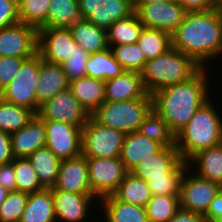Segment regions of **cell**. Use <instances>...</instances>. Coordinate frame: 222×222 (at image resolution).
<instances>
[{
  "label": "cell",
  "instance_id": "cell-49",
  "mask_svg": "<svg viewBox=\"0 0 222 222\" xmlns=\"http://www.w3.org/2000/svg\"><path fill=\"white\" fill-rule=\"evenodd\" d=\"M168 222H205L204 216L180 208Z\"/></svg>",
  "mask_w": 222,
  "mask_h": 222
},
{
  "label": "cell",
  "instance_id": "cell-35",
  "mask_svg": "<svg viewBox=\"0 0 222 222\" xmlns=\"http://www.w3.org/2000/svg\"><path fill=\"white\" fill-rule=\"evenodd\" d=\"M138 132L141 135L157 141L163 147H175V135L170 131L163 118L152 109L140 124Z\"/></svg>",
  "mask_w": 222,
  "mask_h": 222
},
{
  "label": "cell",
  "instance_id": "cell-41",
  "mask_svg": "<svg viewBox=\"0 0 222 222\" xmlns=\"http://www.w3.org/2000/svg\"><path fill=\"white\" fill-rule=\"evenodd\" d=\"M28 194L21 191H9L0 206V222H20L26 208Z\"/></svg>",
  "mask_w": 222,
  "mask_h": 222
},
{
  "label": "cell",
  "instance_id": "cell-43",
  "mask_svg": "<svg viewBox=\"0 0 222 222\" xmlns=\"http://www.w3.org/2000/svg\"><path fill=\"white\" fill-rule=\"evenodd\" d=\"M29 58H16L12 56H0V92L15 77L22 63Z\"/></svg>",
  "mask_w": 222,
  "mask_h": 222
},
{
  "label": "cell",
  "instance_id": "cell-11",
  "mask_svg": "<svg viewBox=\"0 0 222 222\" xmlns=\"http://www.w3.org/2000/svg\"><path fill=\"white\" fill-rule=\"evenodd\" d=\"M77 2L82 19L104 30L135 11L133 0H77Z\"/></svg>",
  "mask_w": 222,
  "mask_h": 222
},
{
  "label": "cell",
  "instance_id": "cell-45",
  "mask_svg": "<svg viewBox=\"0 0 222 222\" xmlns=\"http://www.w3.org/2000/svg\"><path fill=\"white\" fill-rule=\"evenodd\" d=\"M0 185L8 191L17 190L12 162L0 165Z\"/></svg>",
  "mask_w": 222,
  "mask_h": 222
},
{
  "label": "cell",
  "instance_id": "cell-36",
  "mask_svg": "<svg viewBox=\"0 0 222 222\" xmlns=\"http://www.w3.org/2000/svg\"><path fill=\"white\" fill-rule=\"evenodd\" d=\"M51 0H17L21 23L34 28H47L48 10Z\"/></svg>",
  "mask_w": 222,
  "mask_h": 222
},
{
  "label": "cell",
  "instance_id": "cell-48",
  "mask_svg": "<svg viewBox=\"0 0 222 222\" xmlns=\"http://www.w3.org/2000/svg\"><path fill=\"white\" fill-rule=\"evenodd\" d=\"M187 11H206L215 8V0H174Z\"/></svg>",
  "mask_w": 222,
  "mask_h": 222
},
{
  "label": "cell",
  "instance_id": "cell-50",
  "mask_svg": "<svg viewBox=\"0 0 222 222\" xmlns=\"http://www.w3.org/2000/svg\"><path fill=\"white\" fill-rule=\"evenodd\" d=\"M173 0H133V4H148V3H166Z\"/></svg>",
  "mask_w": 222,
  "mask_h": 222
},
{
  "label": "cell",
  "instance_id": "cell-19",
  "mask_svg": "<svg viewBox=\"0 0 222 222\" xmlns=\"http://www.w3.org/2000/svg\"><path fill=\"white\" fill-rule=\"evenodd\" d=\"M38 79L36 97L39 107L59 92L69 88V80L62 65L44 61L40 55Z\"/></svg>",
  "mask_w": 222,
  "mask_h": 222
},
{
  "label": "cell",
  "instance_id": "cell-32",
  "mask_svg": "<svg viewBox=\"0 0 222 222\" xmlns=\"http://www.w3.org/2000/svg\"><path fill=\"white\" fill-rule=\"evenodd\" d=\"M81 19L77 0H51L47 28H69Z\"/></svg>",
  "mask_w": 222,
  "mask_h": 222
},
{
  "label": "cell",
  "instance_id": "cell-44",
  "mask_svg": "<svg viewBox=\"0 0 222 222\" xmlns=\"http://www.w3.org/2000/svg\"><path fill=\"white\" fill-rule=\"evenodd\" d=\"M20 22L17 0H0V29Z\"/></svg>",
  "mask_w": 222,
  "mask_h": 222
},
{
  "label": "cell",
  "instance_id": "cell-15",
  "mask_svg": "<svg viewBox=\"0 0 222 222\" xmlns=\"http://www.w3.org/2000/svg\"><path fill=\"white\" fill-rule=\"evenodd\" d=\"M57 222H85L92 212V204L99 203L93 194L52 190ZM89 210L91 212H89ZM86 218V219H85Z\"/></svg>",
  "mask_w": 222,
  "mask_h": 222
},
{
  "label": "cell",
  "instance_id": "cell-37",
  "mask_svg": "<svg viewBox=\"0 0 222 222\" xmlns=\"http://www.w3.org/2000/svg\"><path fill=\"white\" fill-rule=\"evenodd\" d=\"M149 222H168L180 209L179 196L154 195L147 203Z\"/></svg>",
  "mask_w": 222,
  "mask_h": 222
},
{
  "label": "cell",
  "instance_id": "cell-14",
  "mask_svg": "<svg viewBox=\"0 0 222 222\" xmlns=\"http://www.w3.org/2000/svg\"><path fill=\"white\" fill-rule=\"evenodd\" d=\"M37 53V28L18 22L0 29V56L31 58Z\"/></svg>",
  "mask_w": 222,
  "mask_h": 222
},
{
  "label": "cell",
  "instance_id": "cell-10",
  "mask_svg": "<svg viewBox=\"0 0 222 222\" xmlns=\"http://www.w3.org/2000/svg\"><path fill=\"white\" fill-rule=\"evenodd\" d=\"M37 115L42 120L61 121L82 129L88 119L89 112L74 98L70 89L59 92L40 106Z\"/></svg>",
  "mask_w": 222,
  "mask_h": 222
},
{
  "label": "cell",
  "instance_id": "cell-33",
  "mask_svg": "<svg viewBox=\"0 0 222 222\" xmlns=\"http://www.w3.org/2000/svg\"><path fill=\"white\" fill-rule=\"evenodd\" d=\"M36 113L26 107L17 106L0 97V131L12 134L27 125Z\"/></svg>",
  "mask_w": 222,
  "mask_h": 222
},
{
  "label": "cell",
  "instance_id": "cell-38",
  "mask_svg": "<svg viewBox=\"0 0 222 222\" xmlns=\"http://www.w3.org/2000/svg\"><path fill=\"white\" fill-rule=\"evenodd\" d=\"M188 168V162L182 161L171 173L165 177L149 178V189L154 195L179 196L182 177Z\"/></svg>",
  "mask_w": 222,
  "mask_h": 222
},
{
  "label": "cell",
  "instance_id": "cell-22",
  "mask_svg": "<svg viewBox=\"0 0 222 222\" xmlns=\"http://www.w3.org/2000/svg\"><path fill=\"white\" fill-rule=\"evenodd\" d=\"M147 94L139 72L124 71L105 81V101H129Z\"/></svg>",
  "mask_w": 222,
  "mask_h": 222
},
{
  "label": "cell",
  "instance_id": "cell-23",
  "mask_svg": "<svg viewBox=\"0 0 222 222\" xmlns=\"http://www.w3.org/2000/svg\"><path fill=\"white\" fill-rule=\"evenodd\" d=\"M96 205L102 210L104 222H149L144 207L117 200L113 195L101 198Z\"/></svg>",
  "mask_w": 222,
  "mask_h": 222
},
{
  "label": "cell",
  "instance_id": "cell-3",
  "mask_svg": "<svg viewBox=\"0 0 222 222\" xmlns=\"http://www.w3.org/2000/svg\"><path fill=\"white\" fill-rule=\"evenodd\" d=\"M214 100L204 103L175 136L181 159L188 162L198 152L222 143V115Z\"/></svg>",
  "mask_w": 222,
  "mask_h": 222
},
{
  "label": "cell",
  "instance_id": "cell-21",
  "mask_svg": "<svg viewBox=\"0 0 222 222\" xmlns=\"http://www.w3.org/2000/svg\"><path fill=\"white\" fill-rule=\"evenodd\" d=\"M163 146L138 131L125 134L120 159L126 170L131 172L143 160L157 153Z\"/></svg>",
  "mask_w": 222,
  "mask_h": 222
},
{
  "label": "cell",
  "instance_id": "cell-28",
  "mask_svg": "<svg viewBox=\"0 0 222 222\" xmlns=\"http://www.w3.org/2000/svg\"><path fill=\"white\" fill-rule=\"evenodd\" d=\"M27 158L41 185L45 189L53 188L57 182L61 160L47 147L36 150Z\"/></svg>",
  "mask_w": 222,
  "mask_h": 222
},
{
  "label": "cell",
  "instance_id": "cell-26",
  "mask_svg": "<svg viewBox=\"0 0 222 222\" xmlns=\"http://www.w3.org/2000/svg\"><path fill=\"white\" fill-rule=\"evenodd\" d=\"M73 40L87 53L93 54L109 48L107 30L81 19L69 27Z\"/></svg>",
  "mask_w": 222,
  "mask_h": 222
},
{
  "label": "cell",
  "instance_id": "cell-25",
  "mask_svg": "<svg viewBox=\"0 0 222 222\" xmlns=\"http://www.w3.org/2000/svg\"><path fill=\"white\" fill-rule=\"evenodd\" d=\"M188 168H196L192 170L196 175L222 186V143L198 152L188 161Z\"/></svg>",
  "mask_w": 222,
  "mask_h": 222
},
{
  "label": "cell",
  "instance_id": "cell-42",
  "mask_svg": "<svg viewBox=\"0 0 222 222\" xmlns=\"http://www.w3.org/2000/svg\"><path fill=\"white\" fill-rule=\"evenodd\" d=\"M90 54L78 44L73 45L72 53L62 63V67L69 82L86 76V64Z\"/></svg>",
  "mask_w": 222,
  "mask_h": 222
},
{
  "label": "cell",
  "instance_id": "cell-40",
  "mask_svg": "<svg viewBox=\"0 0 222 222\" xmlns=\"http://www.w3.org/2000/svg\"><path fill=\"white\" fill-rule=\"evenodd\" d=\"M114 58L125 71L141 72L146 63L143 51L138 43L109 46Z\"/></svg>",
  "mask_w": 222,
  "mask_h": 222
},
{
  "label": "cell",
  "instance_id": "cell-9",
  "mask_svg": "<svg viewBox=\"0 0 222 222\" xmlns=\"http://www.w3.org/2000/svg\"><path fill=\"white\" fill-rule=\"evenodd\" d=\"M87 167L91 192L98 200L112 195L128 173L119 157L87 158Z\"/></svg>",
  "mask_w": 222,
  "mask_h": 222
},
{
  "label": "cell",
  "instance_id": "cell-46",
  "mask_svg": "<svg viewBox=\"0 0 222 222\" xmlns=\"http://www.w3.org/2000/svg\"><path fill=\"white\" fill-rule=\"evenodd\" d=\"M204 219L205 222H222V191L211 201Z\"/></svg>",
  "mask_w": 222,
  "mask_h": 222
},
{
  "label": "cell",
  "instance_id": "cell-24",
  "mask_svg": "<svg viewBox=\"0 0 222 222\" xmlns=\"http://www.w3.org/2000/svg\"><path fill=\"white\" fill-rule=\"evenodd\" d=\"M69 89L90 115L105 101V81L85 76L69 82Z\"/></svg>",
  "mask_w": 222,
  "mask_h": 222
},
{
  "label": "cell",
  "instance_id": "cell-16",
  "mask_svg": "<svg viewBox=\"0 0 222 222\" xmlns=\"http://www.w3.org/2000/svg\"><path fill=\"white\" fill-rule=\"evenodd\" d=\"M74 44L69 28L38 29V54L44 61L64 63L72 53Z\"/></svg>",
  "mask_w": 222,
  "mask_h": 222
},
{
  "label": "cell",
  "instance_id": "cell-8",
  "mask_svg": "<svg viewBox=\"0 0 222 222\" xmlns=\"http://www.w3.org/2000/svg\"><path fill=\"white\" fill-rule=\"evenodd\" d=\"M220 191L222 186L219 183L203 179L187 168L180 184V208L204 216Z\"/></svg>",
  "mask_w": 222,
  "mask_h": 222
},
{
  "label": "cell",
  "instance_id": "cell-51",
  "mask_svg": "<svg viewBox=\"0 0 222 222\" xmlns=\"http://www.w3.org/2000/svg\"><path fill=\"white\" fill-rule=\"evenodd\" d=\"M9 191L0 185V206L5 201Z\"/></svg>",
  "mask_w": 222,
  "mask_h": 222
},
{
  "label": "cell",
  "instance_id": "cell-27",
  "mask_svg": "<svg viewBox=\"0 0 222 222\" xmlns=\"http://www.w3.org/2000/svg\"><path fill=\"white\" fill-rule=\"evenodd\" d=\"M20 222H57L52 189L28 194Z\"/></svg>",
  "mask_w": 222,
  "mask_h": 222
},
{
  "label": "cell",
  "instance_id": "cell-17",
  "mask_svg": "<svg viewBox=\"0 0 222 222\" xmlns=\"http://www.w3.org/2000/svg\"><path fill=\"white\" fill-rule=\"evenodd\" d=\"M52 190L92 194L89 184L87 158L79 155L67 160H61L58 178Z\"/></svg>",
  "mask_w": 222,
  "mask_h": 222
},
{
  "label": "cell",
  "instance_id": "cell-52",
  "mask_svg": "<svg viewBox=\"0 0 222 222\" xmlns=\"http://www.w3.org/2000/svg\"><path fill=\"white\" fill-rule=\"evenodd\" d=\"M215 8L222 12V0H215Z\"/></svg>",
  "mask_w": 222,
  "mask_h": 222
},
{
  "label": "cell",
  "instance_id": "cell-20",
  "mask_svg": "<svg viewBox=\"0 0 222 222\" xmlns=\"http://www.w3.org/2000/svg\"><path fill=\"white\" fill-rule=\"evenodd\" d=\"M182 161L176 147H162L138 164L131 173L147 182L149 178L165 177V174L171 173Z\"/></svg>",
  "mask_w": 222,
  "mask_h": 222
},
{
  "label": "cell",
  "instance_id": "cell-2",
  "mask_svg": "<svg viewBox=\"0 0 222 222\" xmlns=\"http://www.w3.org/2000/svg\"><path fill=\"white\" fill-rule=\"evenodd\" d=\"M209 73L208 65L188 80L165 87L151 95L153 109L163 118L175 136L211 98L208 93L211 90Z\"/></svg>",
  "mask_w": 222,
  "mask_h": 222
},
{
  "label": "cell",
  "instance_id": "cell-30",
  "mask_svg": "<svg viewBox=\"0 0 222 222\" xmlns=\"http://www.w3.org/2000/svg\"><path fill=\"white\" fill-rule=\"evenodd\" d=\"M124 71L110 48L90 54L86 64V76L102 81L115 78Z\"/></svg>",
  "mask_w": 222,
  "mask_h": 222
},
{
  "label": "cell",
  "instance_id": "cell-39",
  "mask_svg": "<svg viewBox=\"0 0 222 222\" xmlns=\"http://www.w3.org/2000/svg\"><path fill=\"white\" fill-rule=\"evenodd\" d=\"M13 168L15 171L16 188L18 191L32 194L45 189L36 175L35 169L32 167L27 157L14 158Z\"/></svg>",
  "mask_w": 222,
  "mask_h": 222
},
{
  "label": "cell",
  "instance_id": "cell-34",
  "mask_svg": "<svg viewBox=\"0 0 222 222\" xmlns=\"http://www.w3.org/2000/svg\"><path fill=\"white\" fill-rule=\"evenodd\" d=\"M146 61L165 53L171 46V34L159 29L144 27L137 41Z\"/></svg>",
  "mask_w": 222,
  "mask_h": 222
},
{
  "label": "cell",
  "instance_id": "cell-13",
  "mask_svg": "<svg viewBox=\"0 0 222 222\" xmlns=\"http://www.w3.org/2000/svg\"><path fill=\"white\" fill-rule=\"evenodd\" d=\"M135 13L146 28L164 30L170 34L183 22L187 10L176 1L133 4Z\"/></svg>",
  "mask_w": 222,
  "mask_h": 222
},
{
  "label": "cell",
  "instance_id": "cell-12",
  "mask_svg": "<svg viewBox=\"0 0 222 222\" xmlns=\"http://www.w3.org/2000/svg\"><path fill=\"white\" fill-rule=\"evenodd\" d=\"M45 126V147L58 159L67 160L82 154V129L61 121L43 120Z\"/></svg>",
  "mask_w": 222,
  "mask_h": 222
},
{
  "label": "cell",
  "instance_id": "cell-1",
  "mask_svg": "<svg viewBox=\"0 0 222 222\" xmlns=\"http://www.w3.org/2000/svg\"><path fill=\"white\" fill-rule=\"evenodd\" d=\"M171 46L206 68L211 60L222 57V12L216 8L187 11L171 34Z\"/></svg>",
  "mask_w": 222,
  "mask_h": 222
},
{
  "label": "cell",
  "instance_id": "cell-4",
  "mask_svg": "<svg viewBox=\"0 0 222 222\" xmlns=\"http://www.w3.org/2000/svg\"><path fill=\"white\" fill-rule=\"evenodd\" d=\"M201 68L188 55L171 47L165 53L146 61L140 75L146 92L152 95L165 87L188 80Z\"/></svg>",
  "mask_w": 222,
  "mask_h": 222
},
{
  "label": "cell",
  "instance_id": "cell-5",
  "mask_svg": "<svg viewBox=\"0 0 222 222\" xmlns=\"http://www.w3.org/2000/svg\"><path fill=\"white\" fill-rule=\"evenodd\" d=\"M153 109L152 96L129 101H104L91 115L98 123L124 134L136 132Z\"/></svg>",
  "mask_w": 222,
  "mask_h": 222
},
{
  "label": "cell",
  "instance_id": "cell-29",
  "mask_svg": "<svg viewBox=\"0 0 222 222\" xmlns=\"http://www.w3.org/2000/svg\"><path fill=\"white\" fill-rule=\"evenodd\" d=\"M112 195L117 200L144 208L152 198V193L149 189L148 183L131 172L127 173L124 180L120 183Z\"/></svg>",
  "mask_w": 222,
  "mask_h": 222
},
{
  "label": "cell",
  "instance_id": "cell-7",
  "mask_svg": "<svg viewBox=\"0 0 222 222\" xmlns=\"http://www.w3.org/2000/svg\"><path fill=\"white\" fill-rule=\"evenodd\" d=\"M125 134L98 123L92 116L82 128V155L86 158L120 157Z\"/></svg>",
  "mask_w": 222,
  "mask_h": 222
},
{
  "label": "cell",
  "instance_id": "cell-47",
  "mask_svg": "<svg viewBox=\"0 0 222 222\" xmlns=\"http://www.w3.org/2000/svg\"><path fill=\"white\" fill-rule=\"evenodd\" d=\"M13 159L11 135L0 131V165L10 163Z\"/></svg>",
  "mask_w": 222,
  "mask_h": 222
},
{
  "label": "cell",
  "instance_id": "cell-6",
  "mask_svg": "<svg viewBox=\"0 0 222 222\" xmlns=\"http://www.w3.org/2000/svg\"><path fill=\"white\" fill-rule=\"evenodd\" d=\"M14 76L0 92V97L17 106L31 109L37 114L40 109L36 97V87L39 82V54L26 59Z\"/></svg>",
  "mask_w": 222,
  "mask_h": 222
},
{
  "label": "cell",
  "instance_id": "cell-31",
  "mask_svg": "<svg viewBox=\"0 0 222 222\" xmlns=\"http://www.w3.org/2000/svg\"><path fill=\"white\" fill-rule=\"evenodd\" d=\"M144 26L139 21L136 13L127 18L115 21L107 29V41L109 46L136 43Z\"/></svg>",
  "mask_w": 222,
  "mask_h": 222
},
{
  "label": "cell",
  "instance_id": "cell-18",
  "mask_svg": "<svg viewBox=\"0 0 222 222\" xmlns=\"http://www.w3.org/2000/svg\"><path fill=\"white\" fill-rule=\"evenodd\" d=\"M10 135L14 158L28 157L46 144L44 121L37 114L27 125Z\"/></svg>",
  "mask_w": 222,
  "mask_h": 222
}]
</instances>
